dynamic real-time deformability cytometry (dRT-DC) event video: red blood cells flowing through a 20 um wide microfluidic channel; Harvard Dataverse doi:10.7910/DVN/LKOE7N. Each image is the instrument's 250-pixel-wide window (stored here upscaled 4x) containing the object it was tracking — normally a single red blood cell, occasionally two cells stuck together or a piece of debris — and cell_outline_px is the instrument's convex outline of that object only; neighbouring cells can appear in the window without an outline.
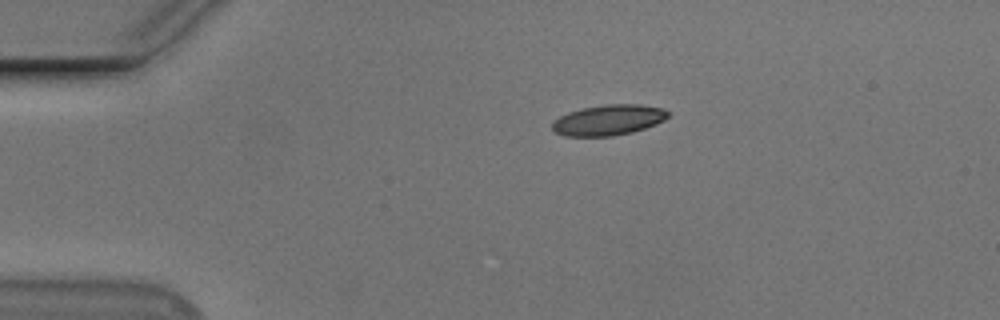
{"species": "Egyptian fruit bat (a non-hibernating species)", "species_latin": "Rousettus aegyptiacus", "temperature_condition": "cold", "stored_images_in_passage": 4, "camera_frame_rate_fps": 3000, "um_per_image_px": 0.085, "animal": {"sex": "male"}, "frame": {"image": 1, "passage_image": 1, "time_ms": 0.0, "image_size_px": [1000, 320], "cell_outline_px": [[672, 112], [664, 120], [656, 124], [632, 132], [612, 136], [564, 136], [556, 132], [552, 128], [552, 124], [560, 116], [568, 112], [584, 108], [604, 104], [640, 104], [664, 108]], "centroid_in_image_um": [51.77, 10.19], "position_along_channel_um": 33.2, "area_um2": 20.63}}
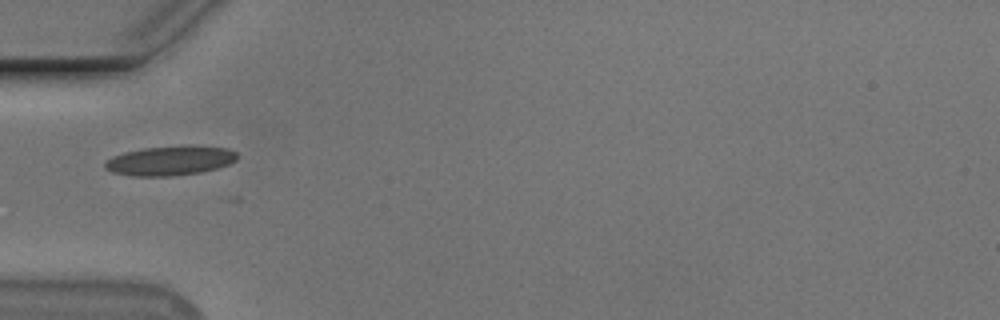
{"frame": {"image": 2, "passage_image": 3, "time_ms": 2.333, "image_size_px": [1000, 320], "cell_outline_px": [[236, 160], [228, 164], [216, 168], [200, 172], [172, 176], [132, 176], [112, 172], [104, 168], [104, 160], [112, 156], [124, 152], [144, 148], [184, 144], [188, 144], [228, 148], [236, 152]], "centroid_in_image_um": [14.42, 13.63], "position_along_channel_um": 70.6, "area_um2": 23.06}}